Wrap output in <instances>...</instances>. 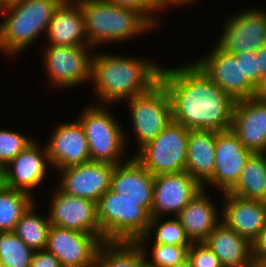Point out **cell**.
<instances>
[{
  "label": "cell",
  "instance_id": "2e32d148",
  "mask_svg": "<svg viewBox=\"0 0 266 267\" xmlns=\"http://www.w3.org/2000/svg\"><path fill=\"white\" fill-rule=\"evenodd\" d=\"M215 154L214 173L207 182L221 193H226L236 185L253 152L248 150L229 129L216 132Z\"/></svg>",
  "mask_w": 266,
  "mask_h": 267
},
{
  "label": "cell",
  "instance_id": "ee69618b",
  "mask_svg": "<svg viewBox=\"0 0 266 267\" xmlns=\"http://www.w3.org/2000/svg\"><path fill=\"white\" fill-rule=\"evenodd\" d=\"M21 1H24V0H2L5 7L11 6L12 4H15Z\"/></svg>",
  "mask_w": 266,
  "mask_h": 267
},
{
  "label": "cell",
  "instance_id": "7dc6e473",
  "mask_svg": "<svg viewBox=\"0 0 266 267\" xmlns=\"http://www.w3.org/2000/svg\"><path fill=\"white\" fill-rule=\"evenodd\" d=\"M139 267H151V266H149L145 262H143Z\"/></svg>",
  "mask_w": 266,
  "mask_h": 267
},
{
  "label": "cell",
  "instance_id": "ac0fdd59",
  "mask_svg": "<svg viewBox=\"0 0 266 267\" xmlns=\"http://www.w3.org/2000/svg\"><path fill=\"white\" fill-rule=\"evenodd\" d=\"M52 132L45 146L54 169L61 170L91 161L88 141L78 120L61 123Z\"/></svg>",
  "mask_w": 266,
  "mask_h": 267
},
{
  "label": "cell",
  "instance_id": "d6986e66",
  "mask_svg": "<svg viewBox=\"0 0 266 267\" xmlns=\"http://www.w3.org/2000/svg\"><path fill=\"white\" fill-rule=\"evenodd\" d=\"M231 131L253 153H266V99L237 100Z\"/></svg>",
  "mask_w": 266,
  "mask_h": 267
},
{
  "label": "cell",
  "instance_id": "f1b7e54d",
  "mask_svg": "<svg viewBox=\"0 0 266 267\" xmlns=\"http://www.w3.org/2000/svg\"><path fill=\"white\" fill-rule=\"evenodd\" d=\"M32 195L3 185L0 188V232H11L34 202Z\"/></svg>",
  "mask_w": 266,
  "mask_h": 267
},
{
  "label": "cell",
  "instance_id": "9c48e42d",
  "mask_svg": "<svg viewBox=\"0 0 266 267\" xmlns=\"http://www.w3.org/2000/svg\"><path fill=\"white\" fill-rule=\"evenodd\" d=\"M89 48V49H88ZM92 46L50 45L44 49V67L56 87L73 88L91 79Z\"/></svg>",
  "mask_w": 266,
  "mask_h": 267
},
{
  "label": "cell",
  "instance_id": "cb8c5ba5",
  "mask_svg": "<svg viewBox=\"0 0 266 267\" xmlns=\"http://www.w3.org/2000/svg\"><path fill=\"white\" fill-rule=\"evenodd\" d=\"M206 194L207 191L203 188L176 216L192 243L203 242L221 222L220 212Z\"/></svg>",
  "mask_w": 266,
  "mask_h": 267
},
{
  "label": "cell",
  "instance_id": "4316f807",
  "mask_svg": "<svg viewBox=\"0 0 266 267\" xmlns=\"http://www.w3.org/2000/svg\"><path fill=\"white\" fill-rule=\"evenodd\" d=\"M143 262L136 242L105 241L98 249L94 267H139Z\"/></svg>",
  "mask_w": 266,
  "mask_h": 267
},
{
  "label": "cell",
  "instance_id": "6da1fadb",
  "mask_svg": "<svg viewBox=\"0 0 266 267\" xmlns=\"http://www.w3.org/2000/svg\"><path fill=\"white\" fill-rule=\"evenodd\" d=\"M159 81L172 106V120L188 130H229L235 98L224 92L193 61L180 67L161 68Z\"/></svg>",
  "mask_w": 266,
  "mask_h": 267
},
{
  "label": "cell",
  "instance_id": "484cf974",
  "mask_svg": "<svg viewBox=\"0 0 266 267\" xmlns=\"http://www.w3.org/2000/svg\"><path fill=\"white\" fill-rule=\"evenodd\" d=\"M243 199L266 201L265 153H253L236 185L228 192Z\"/></svg>",
  "mask_w": 266,
  "mask_h": 267
},
{
  "label": "cell",
  "instance_id": "8fae6325",
  "mask_svg": "<svg viewBox=\"0 0 266 267\" xmlns=\"http://www.w3.org/2000/svg\"><path fill=\"white\" fill-rule=\"evenodd\" d=\"M249 9L234 14L224 23L216 44L229 54L256 52L266 44V12Z\"/></svg>",
  "mask_w": 266,
  "mask_h": 267
},
{
  "label": "cell",
  "instance_id": "7402d4cb",
  "mask_svg": "<svg viewBox=\"0 0 266 267\" xmlns=\"http://www.w3.org/2000/svg\"><path fill=\"white\" fill-rule=\"evenodd\" d=\"M50 45L91 46L85 34L84 14L76 0H64L48 25Z\"/></svg>",
  "mask_w": 266,
  "mask_h": 267
},
{
  "label": "cell",
  "instance_id": "8992f818",
  "mask_svg": "<svg viewBox=\"0 0 266 267\" xmlns=\"http://www.w3.org/2000/svg\"><path fill=\"white\" fill-rule=\"evenodd\" d=\"M92 105L87 106L77 119L88 141L90 160L111 165L123 163L126 133L105 105Z\"/></svg>",
  "mask_w": 266,
  "mask_h": 267
},
{
  "label": "cell",
  "instance_id": "1f68e13d",
  "mask_svg": "<svg viewBox=\"0 0 266 267\" xmlns=\"http://www.w3.org/2000/svg\"><path fill=\"white\" fill-rule=\"evenodd\" d=\"M152 260H148L145 252L146 249L141 248L144 256V262L151 267H169L185 260L188 257V248L190 246L165 245L153 243Z\"/></svg>",
  "mask_w": 266,
  "mask_h": 267
},
{
  "label": "cell",
  "instance_id": "4dcf8cb0",
  "mask_svg": "<svg viewBox=\"0 0 266 267\" xmlns=\"http://www.w3.org/2000/svg\"><path fill=\"white\" fill-rule=\"evenodd\" d=\"M34 250L11 232H0L1 267H30Z\"/></svg>",
  "mask_w": 266,
  "mask_h": 267
},
{
  "label": "cell",
  "instance_id": "277c9868",
  "mask_svg": "<svg viewBox=\"0 0 266 267\" xmlns=\"http://www.w3.org/2000/svg\"><path fill=\"white\" fill-rule=\"evenodd\" d=\"M64 0H24L3 10L0 23V51L13 56L28 49L48 25Z\"/></svg>",
  "mask_w": 266,
  "mask_h": 267
},
{
  "label": "cell",
  "instance_id": "83f0119b",
  "mask_svg": "<svg viewBox=\"0 0 266 267\" xmlns=\"http://www.w3.org/2000/svg\"><path fill=\"white\" fill-rule=\"evenodd\" d=\"M35 201L23 213L13 229V233L21 238L25 244L34 251L46 249L48 233L51 226L48 216L46 218L35 214Z\"/></svg>",
  "mask_w": 266,
  "mask_h": 267
},
{
  "label": "cell",
  "instance_id": "74e56055",
  "mask_svg": "<svg viewBox=\"0 0 266 267\" xmlns=\"http://www.w3.org/2000/svg\"><path fill=\"white\" fill-rule=\"evenodd\" d=\"M251 246L253 258H266V224L252 241Z\"/></svg>",
  "mask_w": 266,
  "mask_h": 267
},
{
  "label": "cell",
  "instance_id": "d4e9b609",
  "mask_svg": "<svg viewBox=\"0 0 266 267\" xmlns=\"http://www.w3.org/2000/svg\"><path fill=\"white\" fill-rule=\"evenodd\" d=\"M216 131L190 130L187 141V163L185 171L203 188L213 176L215 169ZM206 183V184H205Z\"/></svg>",
  "mask_w": 266,
  "mask_h": 267
},
{
  "label": "cell",
  "instance_id": "603a6c76",
  "mask_svg": "<svg viewBox=\"0 0 266 267\" xmlns=\"http://www.w3.org/2000/svg\"><path fill=\"white\" fill-rule=\"evenodd\" d=\"M203 243L214 252L223 267H250L252 263L251 242L222 221Z\"/></svg>",
  "mask_w": 266,
  "mask_h": 267
},
{
  "label": "cell",
  "instance_id": "8d00e7d4",
  "mask_svg": "<svg viewBox=\"0 0 266 267\" xmlns=\"http://www.w3.org/2000/svg\"><path fill=\"white\" fill-rule=\"evenodd\" d=\"M30 267H62L58 258L47 249L34 252Z\"/></svg>",
  "mask_w": 266,
  "mask_h": 267
},
{
  "label": "cell",
  "instance_id": "f6af8a7d",
  "mask_svg": "<svg viewBox=\"0 0 266 267\" xmlns=\"http://www.w3.org/2000/svg\"><path fill=\"white\" fill-rule=\"evenodd\" d=\"M3 168H0V188L3 186Z\"/></svg>",
  "mask_w": 266,
  "mask_h": 267
},
{
  "label": "cell",
  "instance_id": "44dd1931",
  "mask_svg": "<svg viewBox=\"0 0 266 267\" xmlns=\"http://www.w3.org/2000/svg\"><path fill=\"white\" fill-rule=\"evenodd\" d=\"M223 195L226 200L223 199L220 210L221 221L252 243L266 224L265 202L239 198L228 192Z\"/></svg>",
  "mask_w": 266,
  "mask_h": 267
},
{
  "label": "cell",
  "instance_id": "ba28073f",
  "mask_svg": "<svg viewBox=\"0 0 266 267\" xmlns=\"http://www.w3.org/2000/svg\"><path fill=\"white\" fill-rule=\"evenodd\" d=\"M125 102L129 105L138 150L153 140L172 121L170 97L160 81L149 91Z\"/></svg>",
  "mask_w": 266,
  "mask_h": 267
},
{
  "label": "cell",
  "instance_id": "836d02e7",
  "mask_svg": "<svg viewBox=\"0 0 266 267\" xmlns=\"http://www.w3.org/2000/svg\"><path fill=\"white\" fill-rule=\"evenodd\" d=\"M192 267H223L218 257L203 242L192 243L188 248Z\"/></svg>",
  "mask_w": 266,
  "mask_h": 267
},
{
  "label": "cell",
  "instance_id": "ffe728a7",
  "mask_svg": "<svg viewBox=\"0 0 266 267\" xmlns=\"http://www.w3.org/2000/svg\"><path fill=\"white\" fill-rule=\"evenodd\" d=\"M129 159L125 163L115 165L111 178V189L129 200L137 202V205L144 207L152 217L154 176L133 156Z\"/></svg>",
  "mask_w": 266,
  "mask_h": 267
},
{
  "label": "cell",
  "instance_id": "7c38bea8",
  "mask_svg": "<svg viewBox=\"0 0 266 267\" xmlns=\"http://www.w3.org/2000/svg\"><path fill=\"white\" fill-rule=\"evenodd\" d=\"M102 243L94 234L51 225L46 249L62 267H94Z\"/></svg>",
  "mask_w": 266,
  "mask_h": 267
},
{
  "label": "cell",
  "instance_id": "d6a6232c",
  "mask_svg": "<svg viewBox=\"0 0 266 267\" xmlns=\"http://www.w3.org/2000/svg\"><path fill=\"white\" fill-rule=\"evenodd\" d=\"M33 141L18 131L0 129V166L5 167Z\"/></svg>",
  "mask_w": 266,
  "mask_h": 267
},
{
  "label": "cell",
  "instance_id": "9a60e30c",
  "mask_svg": "<svg viewBox=\"0 0 266 267\" xmlns=\"http://www.w3.org/2000/svg\"><path fill=\"white\" fill-rule=\"evenodd\" d=\"M203 186L186 171L154 176L152 217L178 213Z\"/></svg>",
  "mask_w": 266,
  "mask_h": 267
},
{
  "label": "cell",
  "instance_id": "5b68a950",
  "mask_svg": "<svg viewBox=\"0 0 266 267\" xmlns=\"http://www.w3.org/2000/svg\"><path fill=\"white\" fill-rule=\"evenodd\" d=\"M97 216L102 242H135L146 233L151 221V214L144 207L111 188L97 201Z\"/></svg>",
  "mask_w": 266,
  "mask_h": 267
},
{
  "label": "cell",
  "instance_id": "5bb4252c",
  "mask_svg": "<svg viewBox=\"0 0 266 267\" xmlns=\"http://www.w3.org/2000/svg\"><path fill=\"white\" fill-rule=\"evenodd\" d=\"M114 168L115 165L94 161L63 168L58 170V187L65 194L97 202L111 188Z\"/></svg>",
  "mask_w": 266,
  "mask_h": 267
},
{
  "label": "cell",
  "instance_id": "f35d334b",
  "mask_svg": "<svg viewBox=\"0 0 266 267\" xmlns=\"http://www.w3.org/2000/svg\"><path fill=\"white\" fill-rule=\"evenodd\" d=\"M259 63V86L263 78L266 77V44L261 46L256 52Z\"/></svg>",
  "mask_w": 266,
  "mask_h": 267
},
{
  "label": "cell",
  "instance_id": "f546056e",
  "mask_svg": "<svg viewBox=\"0 0 266 267\" xmlns=\"http://www.w3.org/2000/svg\"><path fill=\"white\" fill-rule=\"evenodd\" d=\"M162 219L163 217H151L146 233L135 241L140 248H146L145 244L153 236L154 243L157 244L191 246L192 242L187 237L182 224L176 217L170 220H164L163 223Z\"/></svg>",
  "mask_w": 266,
  "mask_h": 267
},
{
  "label": "cell",
  "instance_id": "7a4b0ae2",
  "mask_svg": "<svg viewBox=\"0 0 266 267\" xmlns=\"http://www.w3.org/2000/svg\"><path fill=\"white\" fill-rule=\"evenodd\" d=\"M96 53L92 56L94 94L102 104L122 102L149 91L159 82L161 68L147 59Z\"/></svg>",
  "mask_w": 266,
  "mask_h": 267
},
{
  "label": "cell",
  "instance_id": "e0dca14e",
  "mask_svg": "<svg viewBox=\"0 0 266 267\" xmlns=\"http://www.w3.org/2000/svg\"><path fill=\"white\" fill-rule=\"evenodd\" d=\"M48 165L51 164L46 147L33 141L3 167V184L33 195L31 191L46 179Z\"/></svg>",
  "mask_w": 266,
  "mask_h": 267
},
{
  "label": "cell",
  "instance_id": "4fadbf2b",
  "mask_svg": "<svg viewBox=\"0 0 266 267\" xmlns=\"http://www.w3.org/2000/svg\"><path fill=\"white\" fill-rule=\"evenodd\" d=\"M52 197L48 213L51 225L94 234L102 241L97 202L65 194L58 187Z\"/></svg>",
  "mask_w": 266,
  "mask_h": 267
},
{
  "label": "cell",
  "instance_id": "b9f144b4",
  "mask_svg": "<svg viewBox=\"0 0 266 267\" xmlns=\"http://www.w3.org/2000/svg\"><path fill=\"white\" fill-rule=\"evenodd\" d=\"M250 267H266V258H253Z\"/></svg>",
  "mask_w": 266,
  "mask_h": 267
},
{
  "label": "cell",
  "instance_id": "e575fe53",
  "mask_svg": "<svg viewBox=\"0 0 266 267\" xmlns=\"http://www.w3.org/2000/svg\"><path fill=\"white\" fill-rule=\"evenodd\" d=\"M110 4L118 6H126L135 8L141 13H143L156 27L158 18L155 17L157 12L162 11L164 8L158 0H104ZM155 13V14H154Z\"/></svg>",
  "mask_w": 266,
  "mask_h": 267
},
{
  "label": "cell",
  "instance_id": "60d3db41",
  "mask_svg": "<svg viewBox=\"0 0 266 267\" xmlns=\"http://www.w3.org/2000/svg\"><path fill=\"white\" fill-rule=\"evenodd\" d=\"M257 97L266 99V77L263 78V81L257 90Z\"/></svg>",
  "mask_w": 266,
  "mask_h": 267
},
{
  "label": "cell",
  "instance_id": "52a82bcc",
  "mask_svg": "<svg viewBox=\"0 0 266 267\" xmlns=\"http://www.w3.org/2000/svg\"><path fill=\"white\" fill-rule=\"evenodd\" d=\"M189 132L173 120L133 157L153 176L185 171Z\"/></svg>",
  "mask_w": 266,
  "mask_h": 267
},
{
  "label": "cell",
  "instance_id": "30bf717a",
  "mask_svg": "<svg viewBox=\"0 0 266 267\" xmlns=\"http://www.w3.org/2000/svg\"><path fill=\"white\" fill-rule=\"evenodd\" d=\"M210 52L194 62L215 84L236 100L257 96L258 88L243 76L242 56L229 54L217 44Z\"/></svg>",
  "mask_w": 266,
  "mask_h": 267
},
{
  "label": "cell",
  "instance_id": "3957f363",
  "mask_svg": "<svg viewBox=\"0 0 266 267\" xmlns=\"http://www.w3.org/2000/svg\"><path fill=\"white\" fill-rule=\"evenodd\" d=\"M84 14L88 45L129 40L157 27L135 8L110 4L104 0H76Z\"/></svg>",
  "mask_w": 266,
  "mask_h": 267
},
{
  "label": "cell",
  "instance_id": "7bdbcfd3",
  "mask_svg": "<svg viewBox=\"0 0 266 267\" xmlns=\"http://www.w3.org/2000/svg\"><path fill=\"white\" fill-rule=\"evenodd\" d=\"M169 267H192V265H191L190 260L187 257L185 260H183V261H181L179 263H176V264H174L172 266H169Z\"/></svg>",
  "mask_w": 266,
  "mask_h": 267
},
{
  "label": "cell",
  "instance_id": "d590c367",
  "mask_svg": "<svg viewBox=\"0 0 266 267\" xmlns=\"http://www.w3.org/2000/svg\"><path fill=\"white\" fill-rule=\"evenodd\" d=\"M235 56H242L243 76L247 78L259 88V63L258 56L255 52H241L234 54Z\"/></svg>",
  "mask_w": 266,
  "mask_h": 267
},
{
  "label": "cell",
  "instance_id": "bcb514c9",
  "mask_svg": "<svg viewBox=\"0 0 266 267\" xmlns=\"http://www.w3.org/2000/svg\"><path fill=\"white\" fill-rule=\"evenodd\" d=\"M4 9H5V6H4L2 0H0V15L3 14Z\"/></svg>",
  "mask_w": 266,
  "mask_h": 267
},
{
  "label": "cell",
  "instance_id": "ab89813d",
  "mask_svg": "<svg viewBox=\"0 0 266 267\" xmlns=\"http://www.w3.org/2000/svg\"><path fill=\"white\" fill-rule=\"evenodd\" d=\"M159 3L164 7V10L167 8V7H170V6H174L175 5L177 6H181V5H189V3H192L194 4V1H197V0H158Z\"/></svg>",
  "mask_w": 266,
  "mask_h": 267
}]
</instances>
